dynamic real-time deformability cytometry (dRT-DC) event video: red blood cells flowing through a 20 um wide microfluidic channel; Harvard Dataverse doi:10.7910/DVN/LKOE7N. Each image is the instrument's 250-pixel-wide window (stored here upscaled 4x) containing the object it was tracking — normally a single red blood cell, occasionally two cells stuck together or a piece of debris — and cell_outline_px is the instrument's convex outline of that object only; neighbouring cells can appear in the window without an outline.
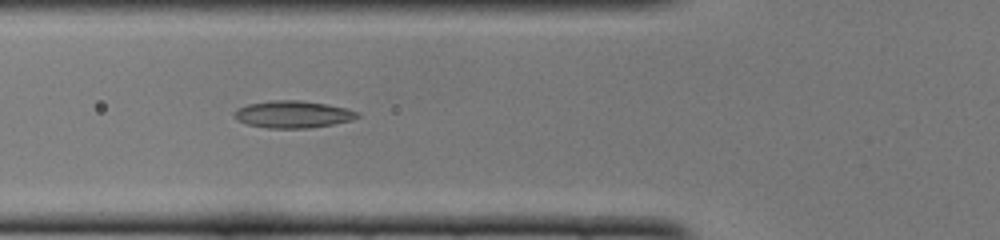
{"species": "common noctule bat (a hibernating species)", "species_latin": "Nyctalus noctula", "temperature_condition": "cold", "stored_images_in_passage": 49, "camera_frame_rate_fps": 3000, "um_per_image_px": 0.085, "animal": {"sex": "female", "body_mass_g": 22.0, "forearm_length_mm": 56.7}, "frame": {"image": 1, "passage_image": 17, "time_ms": 5.333, "image_size_px": [1000, 240], "cell_outline_px": [[360, 116], [352, 120], [332, 124], [308, 128], [268, 128], [248, 124], [232, 116], [232, 112], [236, 108], [248, 104], [272, 100], [300, 100], [328, 104], [348, 108], [360, 112]], "centroid_in_image_um": [24.91, 9.7], "position_along_channel_um": 100.9, "area_um2": 19.59}}
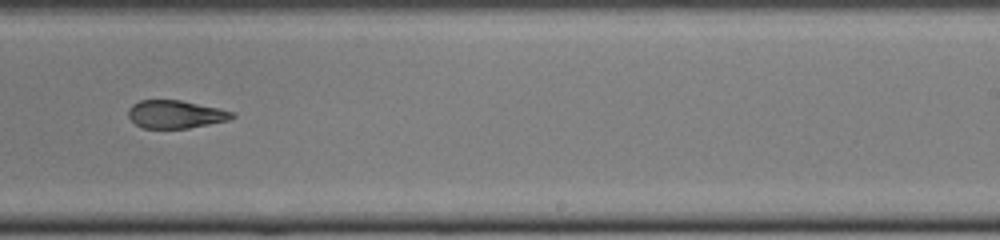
{"frame": {"image": 2, "passage_image": 30, "time_ms": 9.667, "image_size_px": [1000, 240], "cell_outline_px": [[236, 116], [228, 120], [188, 128], [140, 128], [128, 116], [128, 108], [132, 104], [140, 100], [180, 100], [216, 108], [232, 112]], "centroid_in_image_um": [14.86, 9.71], "position_along_channel_um": 274.1, "area_um2": 16.7}}
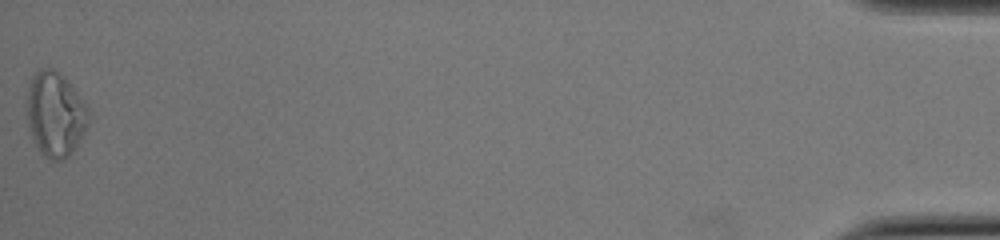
{"frame": {"image": 3, "passage_image": 49, "time_ms": 16.0, "image_size_px": [1000, 240], "cell_outline_px": [[88, 124], [76, 148], [68, 156], [60, 160], [52, 160], [44, 156], [36, 144], [32, 136], [28, 124], [28, 88], [36, 72], [40, 68], [52, 68], [64, 76], [68, 80], [84, 104], [88, 112]], "centroid_in_image_um": [4.71, 9.72], "position_along_channel_um": 430.5, "area_um2": 29.77}, "authors_computed_cell_mechanics": {"area_um2": 19.1896, "velocity_mm_per_s": 4.0025, "shape_relaxation_time_tau1_ms": null, "shape_relaxation_time_tau2_ms": 2.5326, "deformation_change_tau1": null, "deformation_change_tau2": 0.1081}}